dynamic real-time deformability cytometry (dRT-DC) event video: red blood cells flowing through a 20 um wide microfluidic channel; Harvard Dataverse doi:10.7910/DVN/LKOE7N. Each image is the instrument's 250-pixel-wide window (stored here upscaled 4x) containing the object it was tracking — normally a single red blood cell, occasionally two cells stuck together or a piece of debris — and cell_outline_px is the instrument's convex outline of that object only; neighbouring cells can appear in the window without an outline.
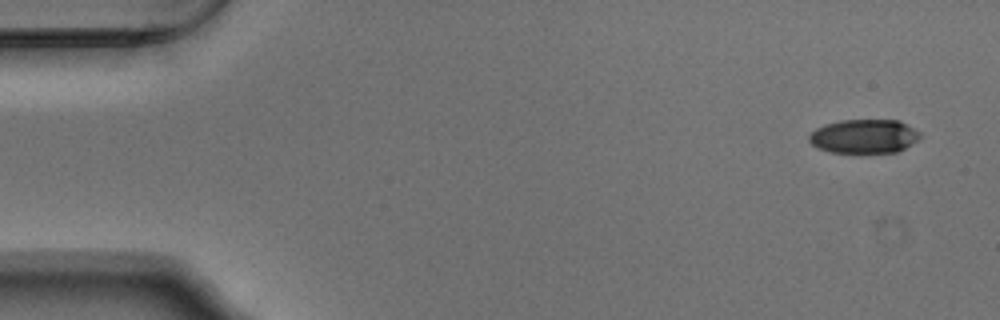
{"species": "Egyptian fruit bat (a non-hibernating species)", "species_latin": "Rousettus aegyptiacus", "temperature_condition": "warm", "stored_images_in_passage": 52, "camera_frame_rate_fps": 3000, "um_per_image_px": 0.085, "animal": {"sex": "male"}, "frame": {"image": 1, "passage_image": 1, "time_ms": 0.0, "image_size_px": [1000, 320], "cell_outline_px": [[920, 136], [912, 144], [896, 152], [832, 152], [820, 148], [812, 144], [808, 140], [808, 136], [816, 128], [824, 124], [840, 120], [900, 120], [920, 132]], "centroid_in_image_um": [73.44, 11.57], "position_along_channel_um": 11.6, "area_um2": 21.79}}
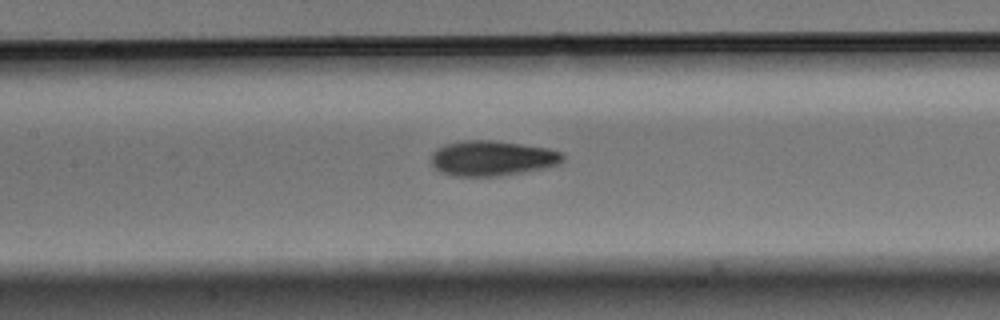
{"frame": {"image": 2, "passage_image": 23, "time_ms": 7.333, "image_size_px": [1000, 320], "cell_outline_px": [[564, 160], [560, 164], [544, 168], [500, 176], [452, 176], [440, 172], [432, 164], [432, 152], [436, 148], [444, 144], [464, 140], [496, 140], [548, 148], [560, 152], [564, 156]], "centroid_in_image_um": [41.82, 13.44], "position_along_channel_um": 165.6, "area_um2": 27.17}}
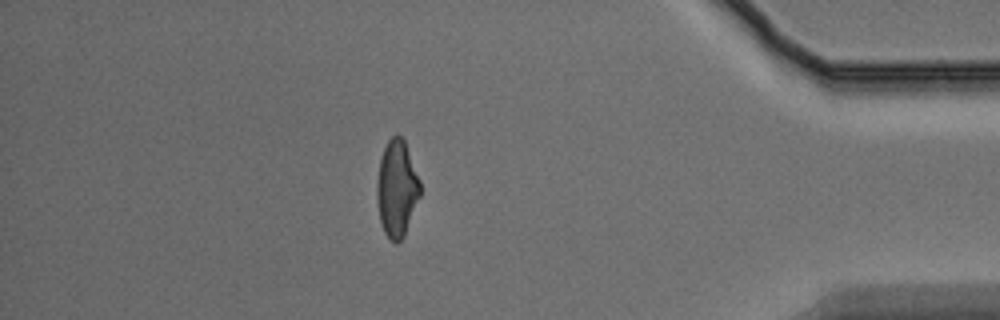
{"frame": {"image": 3, "passage_image": 45, "time_ms": 14.667, "image_size_px": [1000, 320], "cell_outline_px": [[420, 196], [404, 236], [396, 244], [384, 232], [380, 220], [376, 196], [376, 184], [380, 160], [384, 148], [388, 140], [392, 136], [400, 136], [404, 140], [420, 180]], "centroid_in_image_um": [33.72, 16.03], "position_along_channel_um": 401.5, "area_um2": 24.1}, "authors_computed_cell_mechanics": {"area_um2": 24.9118, "velocity_mm_per_s": 3.7503, "shape_relaxation_time_tau1_ms": 3.897, "shape_relaxation_time_tau2_ms": 2.3213, "deformation_change_tau1": 0.1674, "deformation_change_tau2": 0.0985}}